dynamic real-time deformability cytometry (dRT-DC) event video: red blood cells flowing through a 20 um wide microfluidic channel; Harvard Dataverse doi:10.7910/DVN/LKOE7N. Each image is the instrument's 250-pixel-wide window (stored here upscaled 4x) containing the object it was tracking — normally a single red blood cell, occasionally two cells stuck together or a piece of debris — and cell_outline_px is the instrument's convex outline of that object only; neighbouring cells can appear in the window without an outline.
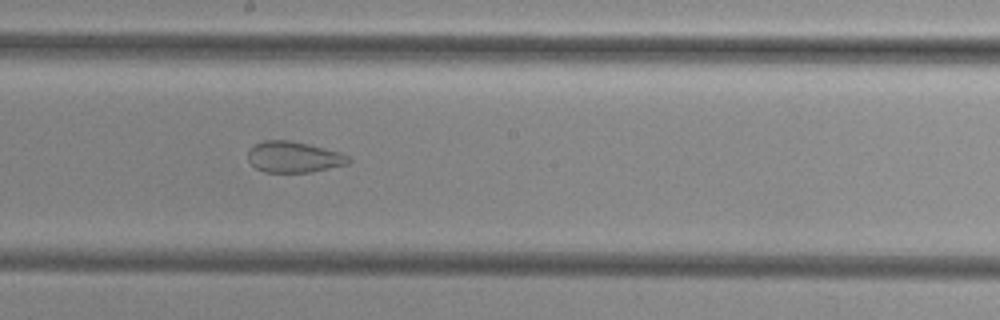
{"species": "common noctule bat (a hibernating species)", "species_latin": "Nyctalus noctula", "temperature_condition": "cold", "stored_images_in_passage": 45, "camera_frame_rate_fps": 3000, "um_per_image_px": 0.085, "animal": {"sex": "female", "body_mass_g": 29.2, "forearm_length_mm": 56.3}, "frame": {"image": 1, "passage_image": 28, "time_ms": 9.0, "image_size_px": [1000, 320], "cell_outline_px": [[352, 160], [348, 164], [312, 172], [264, 172], [256, 168], [248, 160], [248, 152], [256, 144], [264, 140], [288, 140], [308, 144], [340, 152], [348, 156]], "centroid_in_image_um": [24.99, 13.35], "position_along_channel_um": 223.2, "area_um2": 18.09}}
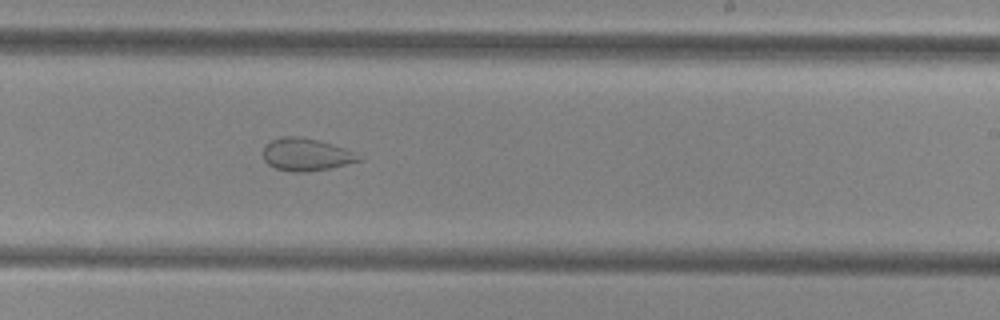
{"frame": {"image": 2, "passage_image": 31, "time_ms": 10.0, "image_size_px": [1000, 320], "cell_outline_px": [[364, 160], [332, 168], [308, 172], [292, 172], [276, 168], [268, 164], [264, 160], [264, 144], [280, 136], [300, 136], [332, 144], [344, 148], [364, 156]], "centroid_in_image_um": [26.06, 13.14], "position_along_channel_um": 262.9, "area_um2": 18.38}}
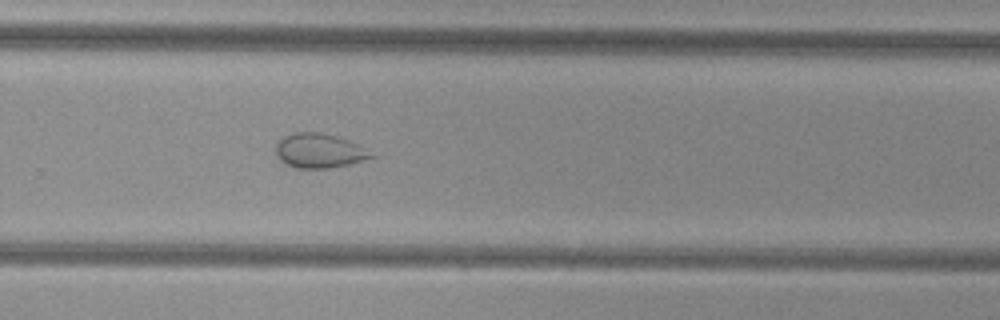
{"frame": {"image": 3, "passage_image": 34, "time_ms": 11.0, "image_size_px": [1000, 320], "cell_outline_px": [[376, 156], [348, 164], [328, 168], [296, 168], [284, 164], [276, 156], [276, 144], [284, 136], [296, 132], [320, 132], [336, 136], [360, 144]], "centroid_in_image_um": [27.12, 12.81], "position_along_channel_um": 302.7, "area_um2": 19.13}}